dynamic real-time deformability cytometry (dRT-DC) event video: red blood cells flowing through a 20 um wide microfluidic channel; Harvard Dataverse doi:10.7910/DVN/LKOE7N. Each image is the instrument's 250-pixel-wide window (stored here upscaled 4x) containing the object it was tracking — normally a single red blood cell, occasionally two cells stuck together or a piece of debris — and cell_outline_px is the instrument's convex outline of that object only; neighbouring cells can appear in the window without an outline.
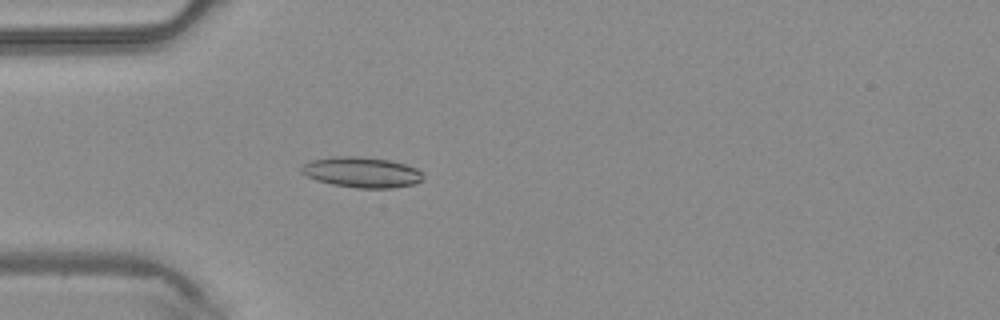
{"species": "common noctule bat (a hibernating species)", "species_latin": "Nyctalus noctula", "temperature_condition": "warm", "stored_images_in_passage": 4, "camera_frame_rate_fps": 3000, "um_per_image_px": 0.085, "animal": {"sex": "male", "body_mass_g": 20.4}, "frame": {"image": 1, "passage_image": 4, "time_ms": 1.0, "image_size_px": [1000, 320], "cell_outline_px": [[424, 180], [416, 184], [392, 188], [356, 188], [332, 184], [316, 180], [300, 172], [300, 168], [304, 164], [312, 160], [332, 156], [360, 156], [388, 160], [404, 164], [416, 168], [424, 176]], "centroid_in_image_um": [30.76, 14.64], "position_along_channel_um": 54.2, "area_um2": 21.73}}